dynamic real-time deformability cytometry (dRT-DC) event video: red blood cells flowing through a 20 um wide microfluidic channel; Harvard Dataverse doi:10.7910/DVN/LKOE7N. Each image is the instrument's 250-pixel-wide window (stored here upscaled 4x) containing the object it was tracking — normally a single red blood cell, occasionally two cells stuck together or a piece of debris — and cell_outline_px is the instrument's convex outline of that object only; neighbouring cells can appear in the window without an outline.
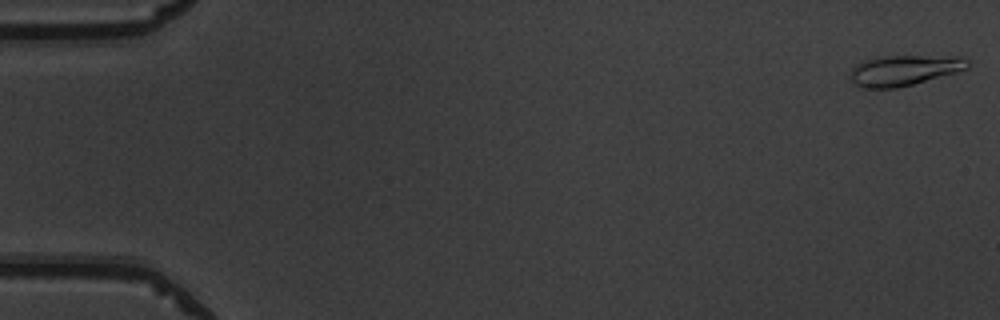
{"species": "common noctule bat (a hibernating species)", "species_latin": "Nyctalus noctula", "temperature_condition": "warm", "stored_images_in_passage": 9, "camera_frame_rate_fps": 3000, "um_per_image_px": 0.085, "animal": {"sex": "male", "body_mass_g": 19.5, "forearm_length_mm": 54.6}, "frame": {"image": 1, "passage_image": 1, "time_ms": 0.0, "image_size_px": [1000, 320], "cell_outline_px": [[968, 68], [956, 72], [912, 84], [896, 88], [860, 88], [848, 80], [852, 68], [856, 64], [864, 60], [880, 56], [960, 56], [968, 60]], "centroid_in_image_um": [76.79, 5.97], "position_along_channel_um": 8.2, "area_um2": 20.92}}